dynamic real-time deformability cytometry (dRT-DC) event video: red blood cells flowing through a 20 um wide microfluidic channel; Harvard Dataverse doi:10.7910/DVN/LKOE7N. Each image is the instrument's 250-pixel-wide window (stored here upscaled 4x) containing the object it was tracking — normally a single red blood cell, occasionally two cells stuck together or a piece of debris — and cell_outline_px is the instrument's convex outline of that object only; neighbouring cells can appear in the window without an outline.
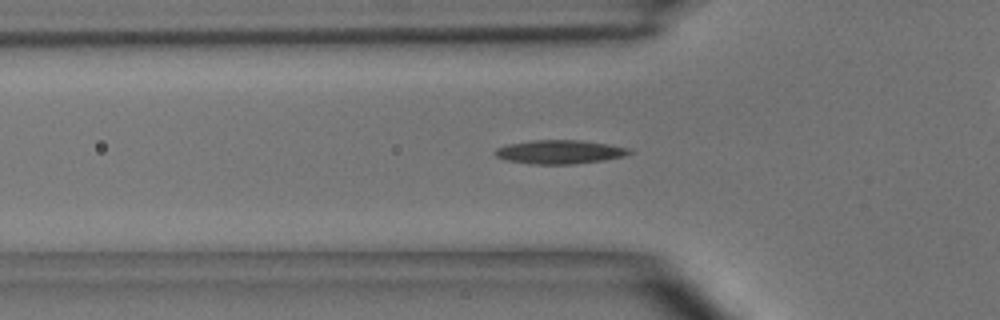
{"species": "common noctule bat (a hibernating species)", "species_latin": "Nyctalus noctula", "temperature_condition": "room temperature", "stored_images_in_passage": 37, "camera_frame_rate_fps": 3000, "um_per_image_px": 0.085, "animal": {"sex": "male", "body_mass_g": 15.6}, "frame": {"image": 1, "passage_image": 2, "time_ms": 0.333, "image_size_px": [1000, 320], "cell_outline_px": [[632, 152], [624, 156], [604, 160], [572, 164], [532, 164], [504, 160], [496, 156], [492, 152], [496, 148], [508, 144], [532, 140], [580, 140], [608, 144], [628, 148]], "centroid_in_image_um": [47.52, 12.91], "position_along_channel_um": 78.3, "area_um2": 18.61}}
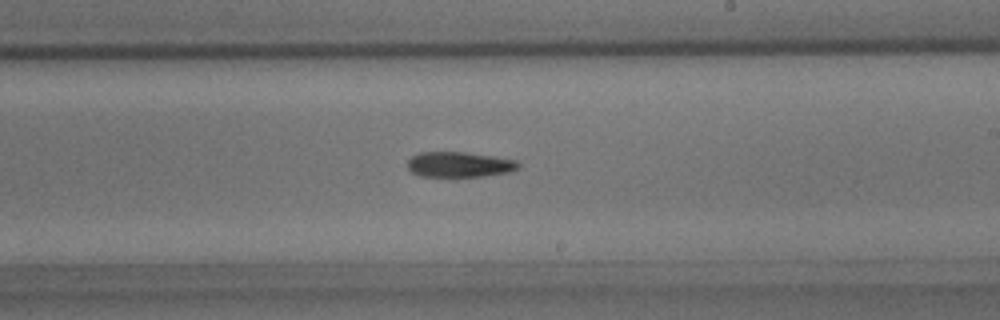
{"frame": {"image": 2, "passage_image": 15, "time_ms": 4.667, "image_size_px": [1000, 320], "cell_outline_px": [[520, 168], [508, 172], [484, 176], [420, 176], [412, 172], [408, 168], [408, 160], [412, 156], [420, 152], [464, 152], [492, 156], [516, 160], [520, 164]], "centroid_in_image_um": [39.05, 13.98], "position_along_channel_um": 250.0, "area_um2": 16.24}}
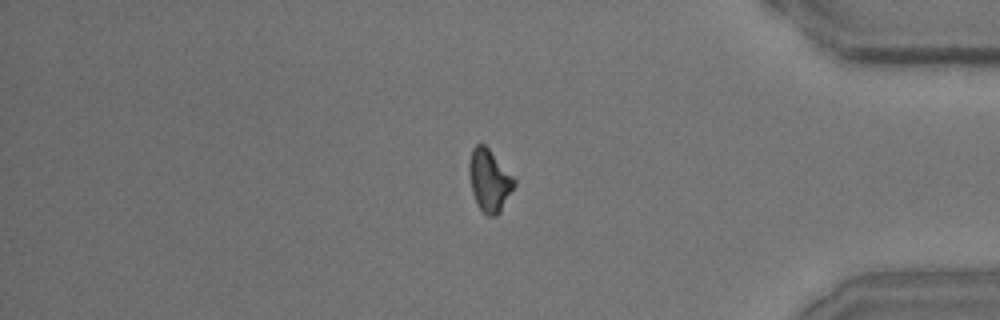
{"frame": {"image": 3, "passage_image": 28, "time_ms": 9.0, "image_size_px": [1000, 320], "cell_outline_px": [[516, 184], [500, 212], [496, 216], [488, 216], [480, 208], [472, 192], [468, 172], [468, 164], [472, 148], [476, 144], [484, 144], [488, 148], [516, 180]], "centroid_in_image_um": [41.58, 15.33], "position_along_channel_um": 393.6, "area_um2": 16.18}, "authors_computed_cell_mechanics": {"area_um2": 16.7042, "velocity_mm_per_s": 3.9455, "shape_relaxation_time_tau1_ms": 4.6821, "shape_relaxation_time_tau2_ms": null, "deformation_change_tau1": 0.1205, "deformation_change_tau2": null}}